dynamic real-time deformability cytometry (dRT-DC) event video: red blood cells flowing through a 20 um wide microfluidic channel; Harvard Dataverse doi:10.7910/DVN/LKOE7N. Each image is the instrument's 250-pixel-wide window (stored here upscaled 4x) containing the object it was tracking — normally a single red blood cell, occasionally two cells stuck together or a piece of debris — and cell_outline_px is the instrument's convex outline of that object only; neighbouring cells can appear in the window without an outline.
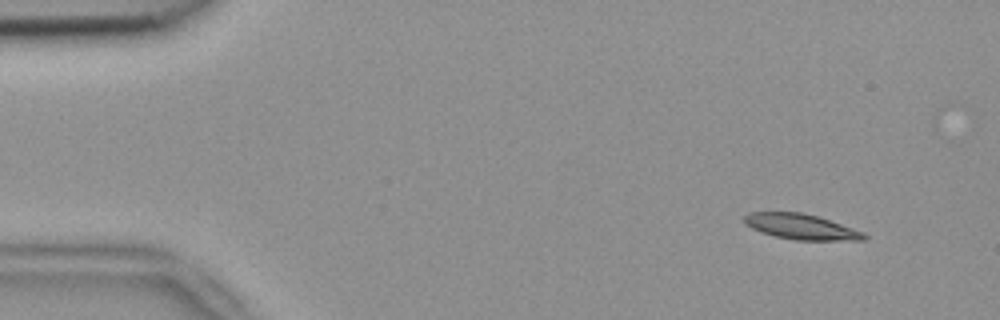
{"species": "common noctule bat (a hibernating species)", "species_latin": "Nyctalus noctula", "temperature_condition": "room temperature", "stored_images_in_passage": 6, "camera_frame_rate_fps": 3000, "um_per_image_px": 0.085, "animal": {"sex": "female", "body_mass_g": 18.4}, "frame": {"image": 1, "passage_image": 2, "time_ms": 0.333, "image_size_px": [1000, 320], "cell_outline_px": [[868, 236], [864, 240], [796, 240], [776, 236], [760, 232], [744, 224], [744, 216], [748, 212], [804, 212], [820, 216], [864, 232]], "centroid_in_image_um": [68.1, 19.26], "position_along_channel_um": 16.9, "area_um2": 17.92}}